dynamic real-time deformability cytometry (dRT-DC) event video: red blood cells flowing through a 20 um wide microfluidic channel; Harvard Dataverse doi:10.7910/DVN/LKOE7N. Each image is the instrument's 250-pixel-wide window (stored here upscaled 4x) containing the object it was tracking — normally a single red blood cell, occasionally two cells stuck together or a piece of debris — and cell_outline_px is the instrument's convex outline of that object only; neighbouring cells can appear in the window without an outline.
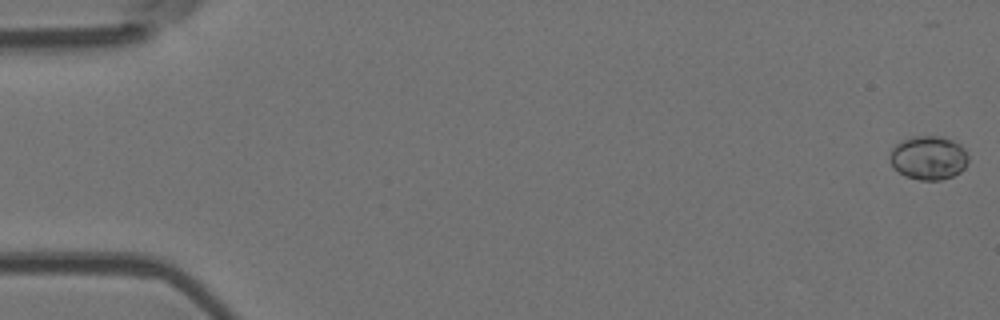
{"species": "Egyptian fruit bat (a non-hibernating species)", "species_latin": "Rousettus aegyptiacus", "temperature_condition": "room temperature", "stored_images_in_passage": 44, "camera_frame_rate_fps": 3000, "um_per_image_px": 0.085, "animal": {"sex": "female"}, "frame": {"image": 1, "passage_image": 1, "time_ms": 0.0, "image_size_px": [1000, 320], "cell_outline_px": [[968, 160], [964, 168], [960, 172], [952, 176], [940, 180], [920, 180], [904, 176], [892, 164], [888, 156], [892, 148], [900, 140], [912, 136], [944, 136], [960, 144], [964, 148], [968, 156]], "centroid_in_image_um": [78.92, 13.39], "position_along_channel_um": 6.1, "area_um2": 20.17}}
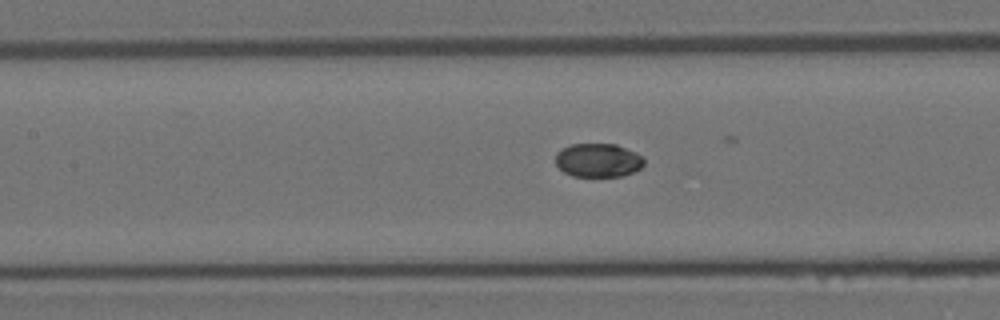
{"frame": {"image": 2, "passage_image": 25, "time_ms": 8.0, "image_size_px": [1000, 320], "cell_outline_px": [[644, 164], [640, 168], [624, 176], [572, 176], [564, 172], [556, 164], [556, 152], [560, 148], [572, 144], [616, 144], [636, 152], [644, 156]], "centroid_in_image_um": [50.84, 13.61], "position_along_channel_um": 156.6, "area_um2": 17.51}}
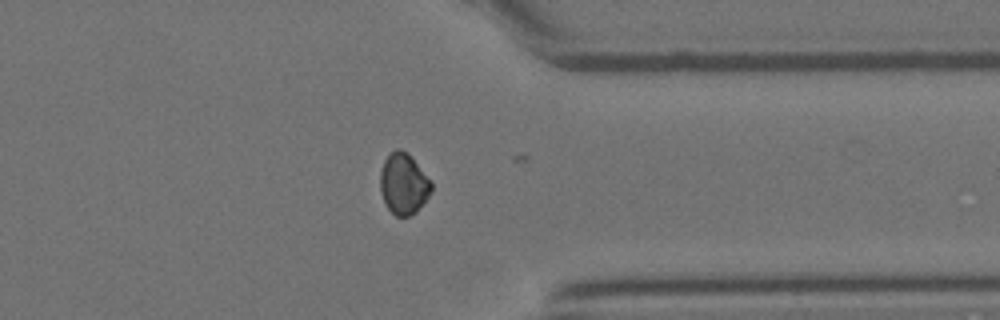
{"frame": {"image": 3, "passage_image": 43, "time_ms": 14.0, "image_size_px": [1000, 320], "cell_outline_px": [[432, 192], [416, 212], [408, 216], [396, 216], [384, 204], [380, 192], [380, 172], [384, 160], [396, 148], [400, 148], [408, 152], [432, 180]], "centroid_in_image_um": [34.31, 15.61], "position_along_channel_um": 377.1, "area_um2": 18.5}, "authors_computed_cell_mechanics": {"area_um2": 18.3226, "velocity_mm_per_s": 3.7712, "shape_relaxation_time_tau1_ms": null, "shape_relaxation_time_tau2_ms": 2.7265, "deformation_change_tau1": null, "deformation_change_tau2": 0.0171}}